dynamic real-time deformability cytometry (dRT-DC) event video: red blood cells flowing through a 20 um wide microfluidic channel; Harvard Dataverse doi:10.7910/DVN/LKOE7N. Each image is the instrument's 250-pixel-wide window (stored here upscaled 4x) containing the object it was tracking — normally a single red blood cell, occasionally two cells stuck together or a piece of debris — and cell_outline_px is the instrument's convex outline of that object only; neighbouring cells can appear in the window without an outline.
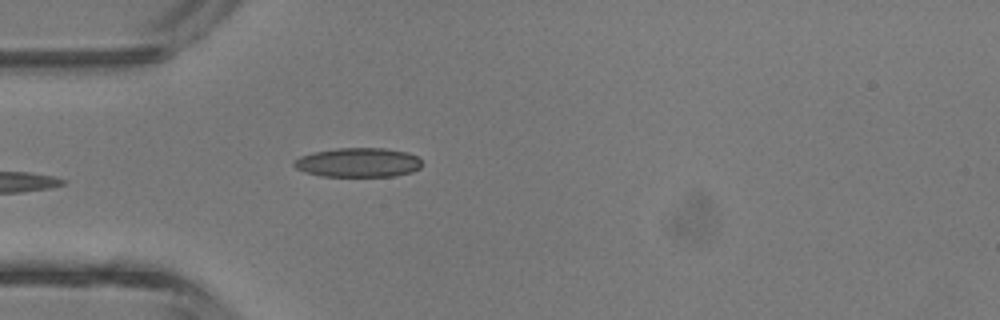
{"species": "common noctule bat (a hibernating species)", "species_latin": "Nyctalus noctula", "temperature_condition": "room temperature", "stored_images_in_passage": 4, "camera_frame_rate_fps": 3000, "um_per_image_px": 0.085, "animal": {"sex": "male", "body_mass_g": 13.3}, "frame": {"image": 1, "passage_image": 4, "time_ms": 3.333, "image_size_px": [1000, 320], "cell_outline_px": [[424, 164], [420, 168], [412, 172], [396, 176], [320, 176], [304, 172], [296, 168], [292, 164], [292, 160], [300, 156], [312, 152], [336, 148], [384, 148], [408, 152], [416, 156]], "centroid_in_image_um": [30.43, 13.81], "position_along_channel_um": 54.6, "area_um2": 22.14}}